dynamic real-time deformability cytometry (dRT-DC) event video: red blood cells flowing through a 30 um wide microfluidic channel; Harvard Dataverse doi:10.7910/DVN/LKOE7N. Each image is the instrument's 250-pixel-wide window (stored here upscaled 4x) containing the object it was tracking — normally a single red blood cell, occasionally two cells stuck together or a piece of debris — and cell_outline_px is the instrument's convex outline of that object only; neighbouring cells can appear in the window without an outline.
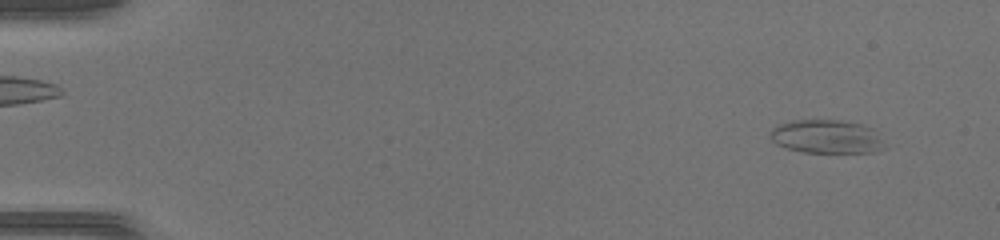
{"species": "common noctule bat (a hibernating species)", "species_latin": "Nyctalus noctula", "temperature_condition": "warm", "stored_images_in_passage": 51, "camera_frame_rate_fps": 3000, "um_per_image_px": 0.085, "animal": {"sex": "female", "body_mass_g": 17.0, "forearm_length_mm": 48.0}, "frame": {"image": 1, "passage_image": 4, "time_ms": 1.0, "image_size_px": [1000, 240], "cell_outline_px": [[888, 148], [872, 152], [804, 152], [788, 148], [776, 144], [768, 136], [768, 132], [776, 124], [792, 120], [840, 120], [860, 124], [872, 128]], "centroid_in_image_um": [70.22, 11.61], "position_along_channel_um": 14.8, "area_um2": 22.48}}
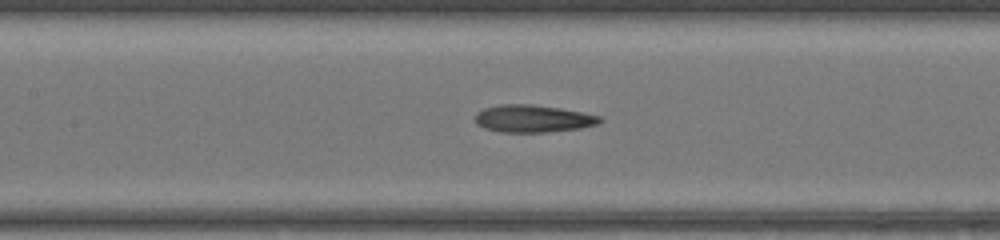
{"frame": {"image": 2, "passage_image": 25, "time_ms": 8.0, "image_size_px": [1000, 240], "cell_outline_px": [[604, 120], [600, 124], [580, 128], [548, 132], [500, 132], [484, 128], [476, 124], [476, 112], [484, 108], [500, 104], [532, 104], [560, 108], [584, 112], [600, 116]], "centroid_in_image_um": [45.33, 10.08], "position_along_channel_um": 162.1, "area_um2": 20.11}}
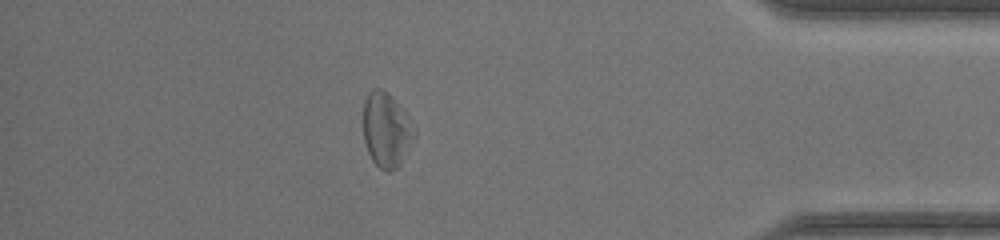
{"frame": {"image": 3, "passage_image": 45, "time_ms": 14.667, "image_size_px": [1000, 240], "cell_outline_px": [[416, 136], [400, 164], [392, 172], [384, 172], [372, 160], [364, 144], [364, 100], [368, 92], [372, 88], [380, 88], [388, 92], [392, 96], [416, 132]], "centroid_in_image_um": [32.82, 11.06], "position_along_channel_um": 402.4, "area_um2": 22.02}, "authors_computed_cell_mechanics": {"area_um2": 21.2704, "velocity_mm_per_s": 4.142, "shape_relaxation_time_tau1_ms": 5.6453, "shape_relaxation_time_tau2_ms": 1.7474, "deformation_change_tau1": 0.1511, "deformation_change_tau2": 0.1225}}